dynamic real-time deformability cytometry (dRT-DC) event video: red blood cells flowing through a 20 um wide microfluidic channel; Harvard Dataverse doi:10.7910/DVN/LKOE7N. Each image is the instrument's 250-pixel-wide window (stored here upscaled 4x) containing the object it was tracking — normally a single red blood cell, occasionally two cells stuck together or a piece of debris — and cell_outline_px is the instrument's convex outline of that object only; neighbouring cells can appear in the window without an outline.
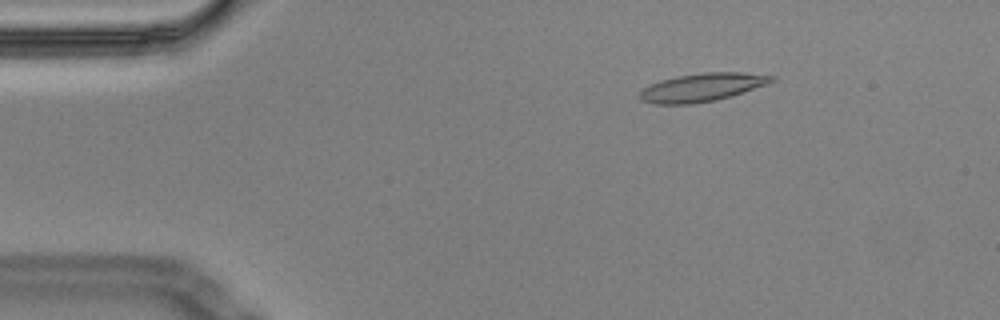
{"species": "Egyptian fruit bat (a non-hibernating species)", "species_latin": "Rousettus aegyptiacus", "temperature_condition": "cold", "stored_images_in_passage": 50, "camera_frame_rate_fps": 3000, "um_per_image_px": 0.085, "animal": {"sex": "male"}, "frame": {"image": 1, "passage_image": 1, "time_ms": 0.0, "image_size_px": [1000, 320], "cell_outline_px": [[776, 80], [768, 84], [732, 96], [716, 100], [692, 104], [656, 104], [640, 100], [640, 92], [648, 84], [660, 80], [676, 76], [704, 72], [740, 72], [776, 76]], "centroid_in_image_um": [59.69, 7.42], "position_along_channel_um": 25.3, "area_um2": 21.85}}
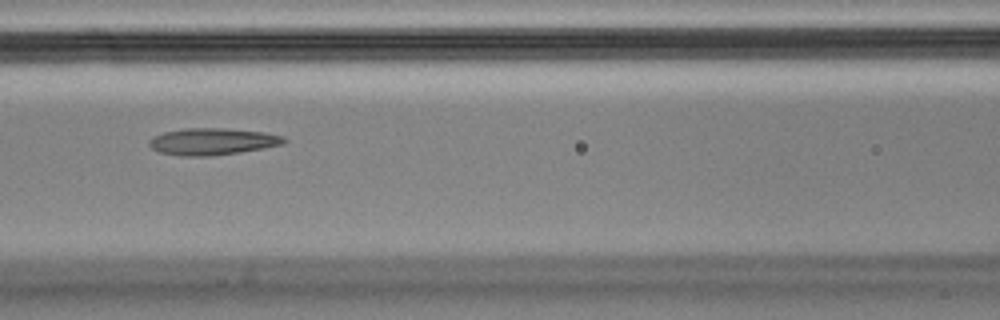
{"frame": {"image": 2, "passage_image": 17, "time_ms": 5.333, "image_size_px": [1000, 320], "cell_outline_px": [[288, 140], [284, 144], [264, 148], [240, 152], [212, 156], [180, 156], [160, 152], [152, 148], [148, 144], [148, 140], [152, 136], [164, 132], [184, 128], [224, 128], [264, 132], [284, 136]], "centroid_in_image_um": [18.06, 12.03], "position_along_channel_um": 148.5, "area_um2": 21.27}}
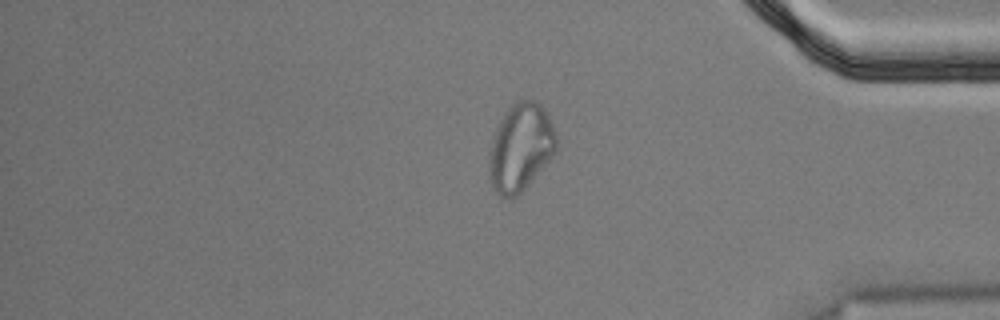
{"frame": {"image": 3, "passage_image": 40, "time_ms": 13.0, "image_size_px": [1000, 320], "cell_outline_px": [[556, 152], [528, 184], [516, 196], [500, 196], [496, 192], [492, 184], [488, 168], [488, 156], [492, 136], [504, 112], [512, 104], [520, 100], [536, 100], [544, 108], [552, 124], [556, 136]], "centroid_in_image_um": [44.23, 12.49], "position_along_channel_um": 391.0, "area_um2": 34.1}, "authors_computed_cell_mechanics": {"area_um2": 22.0218, "velocity_mm_per_s": 3.4652, "shape_relaxation_time_tau1_ms": null, "shape_relaxation_time_tau2_ms": 3.7598, "deformation_change_tau1": null, "deformation_change_tau2": 0.1181}}